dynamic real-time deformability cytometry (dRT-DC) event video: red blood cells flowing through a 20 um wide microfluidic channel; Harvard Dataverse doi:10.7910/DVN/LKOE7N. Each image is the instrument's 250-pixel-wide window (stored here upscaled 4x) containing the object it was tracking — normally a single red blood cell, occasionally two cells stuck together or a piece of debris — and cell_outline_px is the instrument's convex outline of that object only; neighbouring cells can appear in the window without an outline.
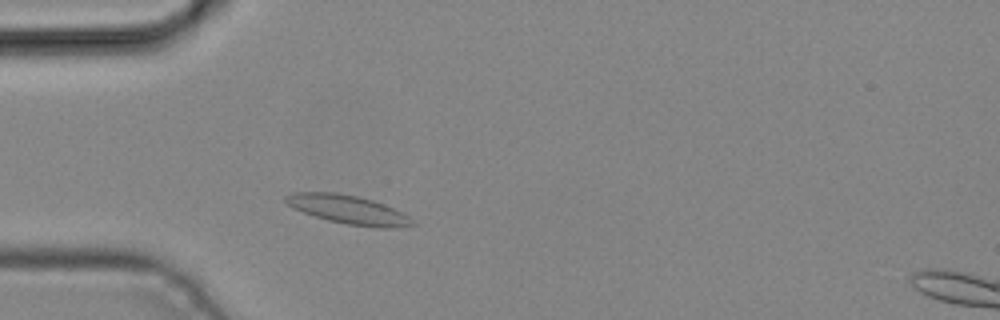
{"species": "common noctule bat (a hibernating species)", "species_latin": "Nyctalus noctula", "temperature_condition": "cold", "stored_images_in_passage": 2, "camera_frame_rate_fps": 3000, "um_per_image_px": 0.085, "animal": {"sex": "male", "body_mass_g": 19.2, "forearm_length_mm": 51.8}, "frame": {"image": 1, "passage_image": 2, "time_ms": 0.333, "image_size_px": [1000, 320], "cell_outline_px": [[416, 224], [392, 228], [376, 228], [348, 224], [328, 220], [292, 208], [284, 200], [284, 196], [292, 192], [336, 192], [356, 196], [372, 200], [384, 204], [408, 216]], "centroid_in_image_um": [29.56, 17.81], "position_along_channel_um": 55.4, "area_um2": 20.98}}